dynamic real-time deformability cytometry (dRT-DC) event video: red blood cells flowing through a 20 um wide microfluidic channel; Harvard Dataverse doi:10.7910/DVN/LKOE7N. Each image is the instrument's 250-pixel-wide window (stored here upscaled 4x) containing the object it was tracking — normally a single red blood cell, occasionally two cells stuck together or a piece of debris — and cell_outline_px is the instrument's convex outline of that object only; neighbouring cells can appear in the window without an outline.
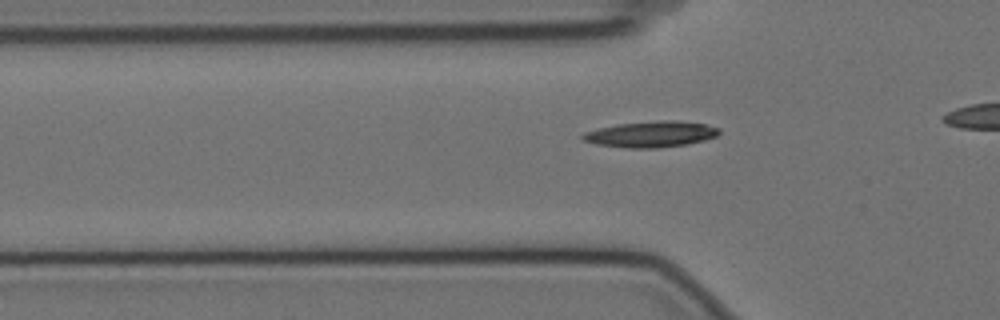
{"species": "Egyptian fruit bat (a non-hibernating species)", "species_latin": "Rousettus aegyptiacus", "temperature_condition": "cold", "stored_images_in_passage": 30, "camera_frame_rate_fps": 3000, "um_per_image_px": 0.085, "animal": {"sex": "female"}, "frame": {"image": 1, "passage_image": 2, "time_ms": 0.333, "image_size_px": [1000, 320], "cell_outline_px": [[720, 132], [716, 136], [704, 140], [688, 144], [660, 148], [628, 148], [596, 144], [584, 140], [580, 136], [584, 132], [596, 128], [616, 124], [660, 120], [680, 120], [704, 124], [720, 128]], "centroid_in_image_um": [55.33, 11.4], "position_along_channel_um": 70.5, "area_um2": 20.87}}
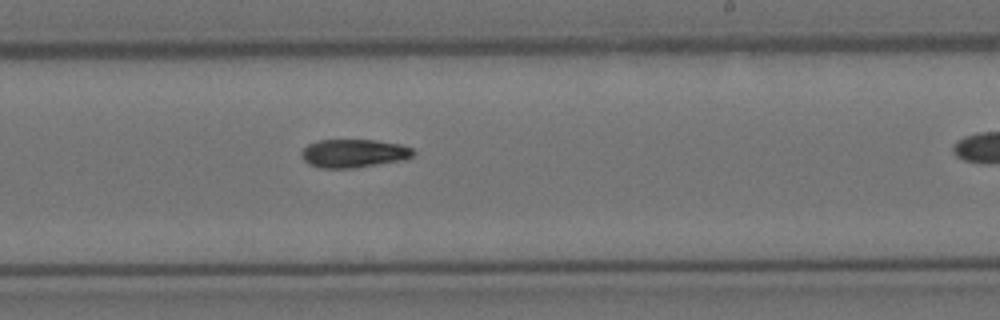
{"frame": {"image": 2, "passage_image": 18, "time_ms": 5.667, "image_size_px": [1000, 320], "cell_outline_px": [[416, 152], [412, 156], [404, 160], [352, 168], [320, 168], [308, 164], [304, 160], [300, 152], [308, 144], [320, 140], [376, 140], [400, 144], [412, 148]], "centroid_in_image_um": [30.07, 13.03], "position_along_channel_um": 258.9, "area_um2": 18.5}}
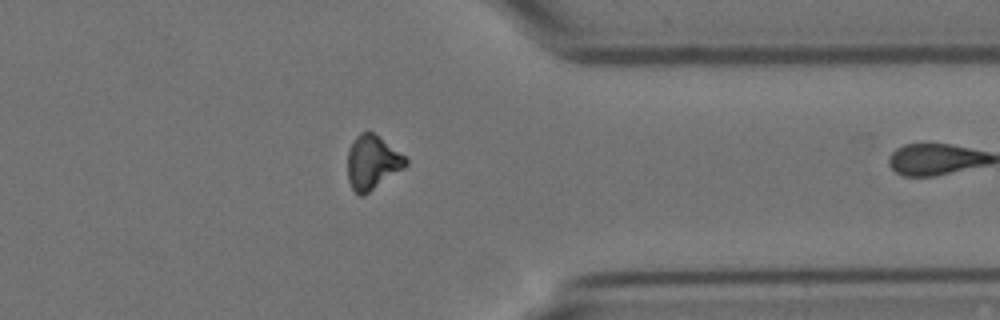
{"frame": {"image": 3, "passage_image": 29, "time_ms": 9.333, "image_size_px": [1000, 320], "cell_outline_px": [[408, 164], [404, 168], [364, 196], [360, 196], [352, 188], [348, 180], [348, 148], [352, 140], [360, 132], [368, 128], [404, 156], [408, 160]], "centroid_in_image_um": [31.62, 13.78], "position_along_channel_um": 379.8, "area_um2": 18.44}}